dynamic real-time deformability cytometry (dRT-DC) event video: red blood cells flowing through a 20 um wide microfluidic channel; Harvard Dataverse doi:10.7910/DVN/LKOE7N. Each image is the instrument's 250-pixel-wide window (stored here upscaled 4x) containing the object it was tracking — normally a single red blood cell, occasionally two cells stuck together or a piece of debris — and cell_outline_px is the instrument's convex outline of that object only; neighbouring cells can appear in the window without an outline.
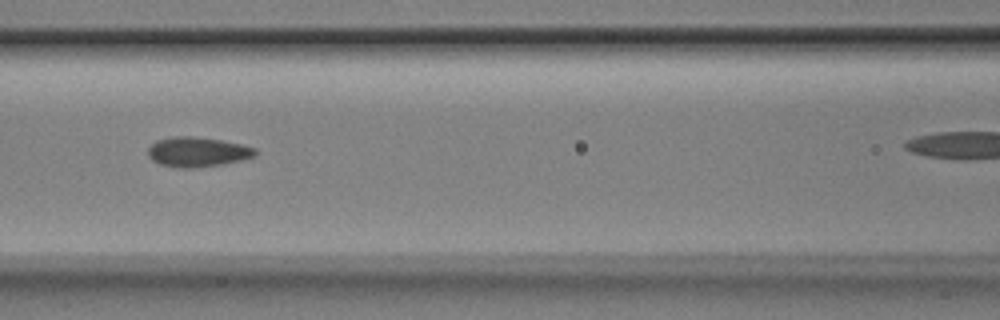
{"species": "Egyptian fruit bat (a non-hibernating species)", "species_latin": "Rousettus aegyptiacus", "temperature_condition": "room temperature", "stored_images_in_passage": 7, "camera_frame_rate_fps": 3000, "um_per_image_px": 0.085, "animal": {"sex": "male"}, "frame": {"image": 1, "passage_image": 5, "time_ms": 1.333, "image_size_px": [1000, 320], "cell_outline_px": [[256, 156], [240, 160], [220, 164], [192, 168], [176, 168], [160, 164], [152, 160], [148, 156], [148, 148], [156, 140], [172, 136], [192, 136], [220, 140], [244, 144], [256, 148]], "centroid_in_image_um": [16.77, 12.91], "position_along_channel_um": 149.8, "area_um2": 18.67}}
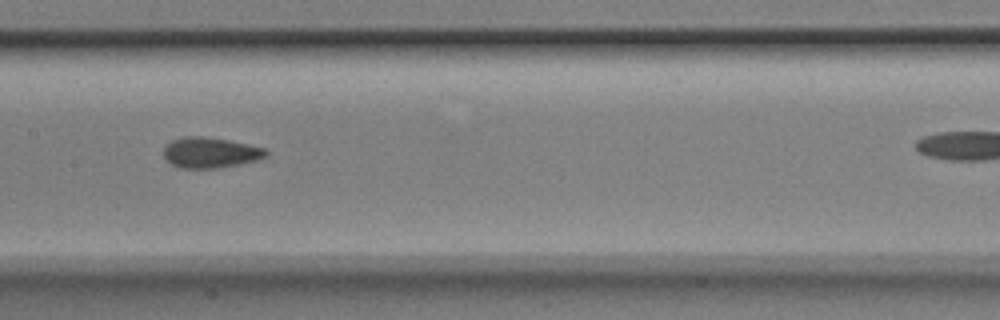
{"frame": {"image": 2, "passage_image": 6, "time_ms": 1.667, "image_size_px": [1000, 320], "cell_outline_px": [[268, 156], [256, 160], [240, 164], [220, 168], [180, 168], [164, 160], [164, 148], [172, 140], [184, 136], [204, 136], [228, 140], [248, 144], [264, 148], [268, 152]], "centroid_in_image_um": [17.87, 12.97], "position_along_channel_um": 189.5, "area_um2": 18.32}}